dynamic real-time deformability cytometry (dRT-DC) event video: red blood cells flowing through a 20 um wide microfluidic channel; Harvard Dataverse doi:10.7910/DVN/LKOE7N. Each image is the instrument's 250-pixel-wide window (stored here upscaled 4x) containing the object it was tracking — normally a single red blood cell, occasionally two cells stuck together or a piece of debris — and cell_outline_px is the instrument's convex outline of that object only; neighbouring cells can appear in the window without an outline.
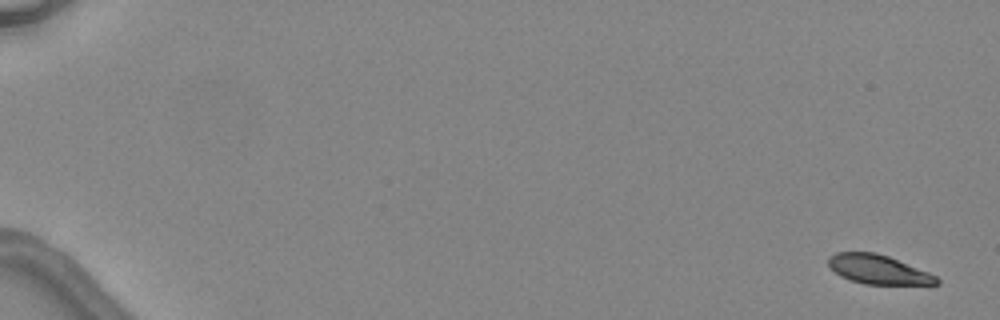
{"species": "common noctule bat (a hibernating species)", "species_latin": "Nyctalus noctula", "temperature_condition": "warm", "stored_images_in_passage": 5, "camera_frame_rate_fps": 3000, "um_per_image_px": 0.085, "animal": {"sex": "female", "body_mass_g": 24.6, "forearm_length_mm": 56.2}, "frame": {"image": 1, "passage_image": 1, "time_ms": 0.0, "image_size_px": [1000, 320], "cell_outline_px": [[940, 284], [864, 284], [840, 276], [828, 264], [828, 256], [836, 252], [876, 252], [888, 256], [928, 272], [936, 276], [940, 280]], "centroid_in_image_um": [74.64, 22.9], "position_along_channel_um": 10.4, "area_um2": 18.21}}
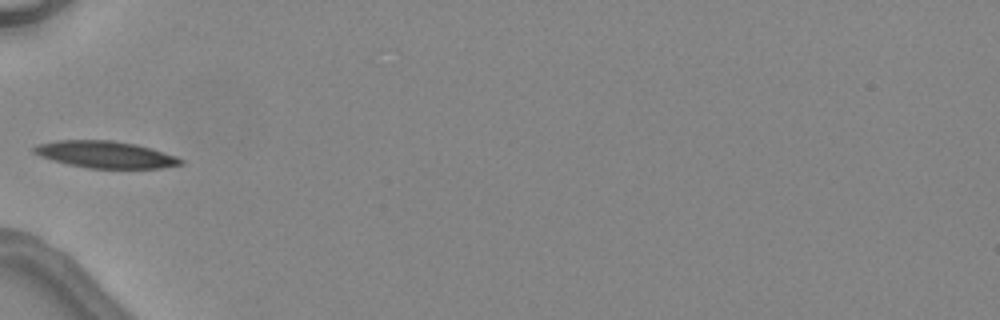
{"frame": {"image": 2, "passage_image": 5, "time_ms": 6.0, "image_size_px": [1000, 320], "cell_outline_px": [[184, 164], [160, 168], [88, 168], [68, 164], [52, 160], [40, 156], [32, 152], [32, 148], [36, 144], [56, 140], [112, 140], [136, 144], [152, 148], [176, 156], [184, 160]], "centroid_in_image_um": [8.95, 13.13], "position_along_channel_um": 76.1, "area_um2": 23.12}}